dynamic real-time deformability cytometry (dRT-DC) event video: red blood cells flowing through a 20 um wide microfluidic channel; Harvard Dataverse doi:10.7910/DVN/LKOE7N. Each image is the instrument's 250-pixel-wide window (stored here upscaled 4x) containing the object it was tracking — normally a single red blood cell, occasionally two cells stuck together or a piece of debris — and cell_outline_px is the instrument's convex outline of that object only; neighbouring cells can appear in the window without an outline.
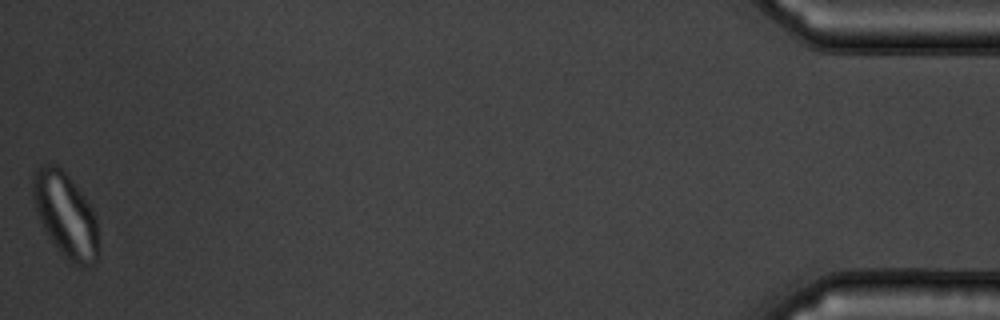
{"species": "common noctule bat (a hibernating species)", "species_latin": "Nyctalus noctula", "temperature_condition": "warm", "stored_images_in_passage": 49, "camera_frame_rate_fps": 3000, "um_per_image_px": 0.085, "animal": {"sex": "male", "body_mass_g": 19.5, "forearm_length_mm": 54.6}, "frame": {"image": 1, "passage_image": 49, "time_ms": 16.0, "image_size_px": [1000, 320], "cell_outline_px": [[96, 264], [84, 268], [72, 264], [56, 248], [48, 236], [40, 220], [32, 196], [32, 172], [44, 164], [56, 164], [68, 176], [92, 208], [96, 216]], "centroid_in_image_um": [5.54, 18.28], "position_along_channel_um": 429.7, "area_um2": 31.96}, "authors_computed_cell_mechanics": {"area_um2": 29.478, "velocity_mm_per_s": 3.6447, "shape_relaxation_time_tau1_ms": 3.7776, "shape_relaxation_time_tau2_ms": 0.8312, "deformation_change_tau1": 0.0865, "deformation_change_tau2": 0.0476}}